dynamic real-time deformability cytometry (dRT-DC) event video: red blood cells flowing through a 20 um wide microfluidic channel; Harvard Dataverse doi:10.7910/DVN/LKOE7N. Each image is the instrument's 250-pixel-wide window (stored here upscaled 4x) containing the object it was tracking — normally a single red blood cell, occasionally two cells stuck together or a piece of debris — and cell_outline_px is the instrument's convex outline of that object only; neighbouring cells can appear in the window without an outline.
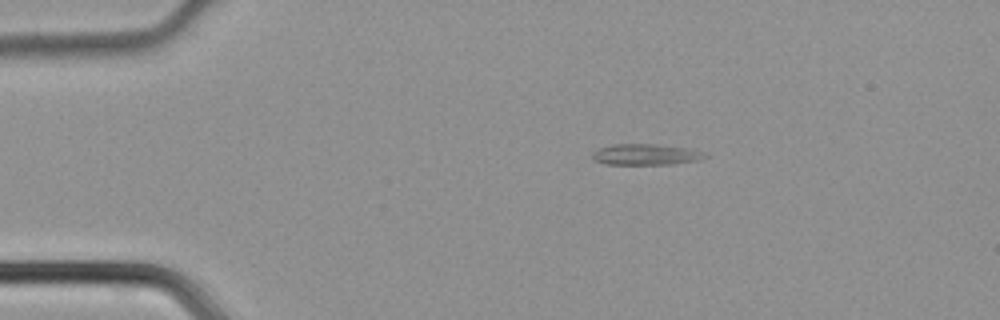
{"species": "common noctule bat (a hibernating species)", "species_latin": "Nyctalus noctula", "temperature_condition": "cold", "stored_images_in_passage": 38, "camera_frame_rate_fps": 3000, "um_per_image_px": 0.085, "animal": {"sex": "male", "body_mass_g": 21.5, "forearm_length_mm": 52.0}, "frame": {"image": 1, "passage_image": 1, "time_ms": 0.0, "image_size_px": [1000, 320], "cell_outline_px": [[708, 156], [696, 160], [672, 164], [604, 164], [596, 160], [592, 156], [592, 152], [600, 148], [612, 144], [656, 144], [688, 148], [700, 152]], "centroid_in_image_um": [54.84, 13.12], "position_along_channel_um": 30.2, "area_um2": 13.53}}
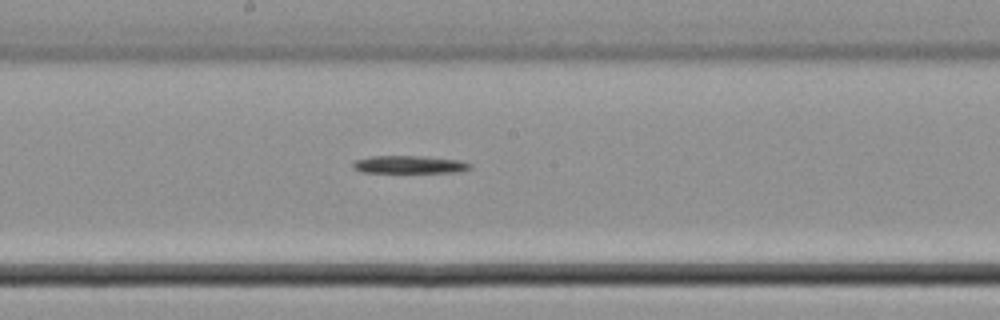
{"frame": {"image": 2, "passage_image": 17, "time_ms": 5.333, "image_size_px": [1000, 320], "cell_outline_px": [[472, 168], [460, 172], [360, 172], [352, 168], [352, 164], [356, 160], [372, 156], [424, 156], [460, 160], [472, 164]], "centroid_in_image_um": [34.82, 13.99], "position_along_channel_um": 213.4, "area_um2": 12.14}}
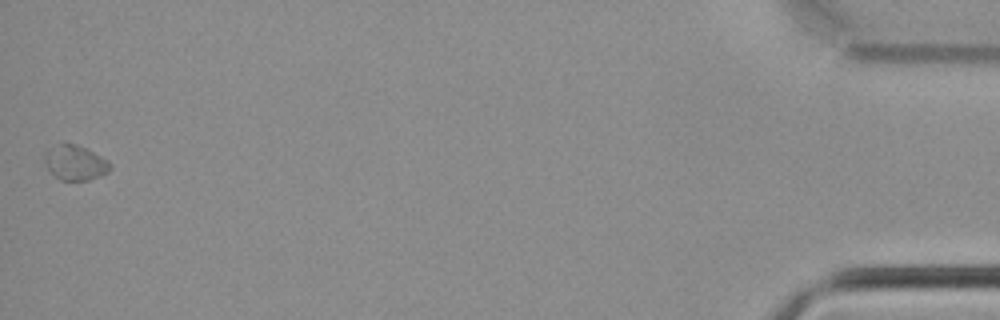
{"frame": {"image": 3, "passage_image": 38, "time_ms": 12.333, "image_size_px": [1000, 320], "cell_outline_px": [[112, 168], [108, 172], [100, 176], [88, 180], [60, 180], [48, 168], [44, 160], [44, 156], [52, 148], [60, 144], [76, 144], [108, 160], [112, 164]], "centroid_in_image_um": [6.44, 13.85], "position_along_channel_um": 428.8, "area_um2": 12.95}}